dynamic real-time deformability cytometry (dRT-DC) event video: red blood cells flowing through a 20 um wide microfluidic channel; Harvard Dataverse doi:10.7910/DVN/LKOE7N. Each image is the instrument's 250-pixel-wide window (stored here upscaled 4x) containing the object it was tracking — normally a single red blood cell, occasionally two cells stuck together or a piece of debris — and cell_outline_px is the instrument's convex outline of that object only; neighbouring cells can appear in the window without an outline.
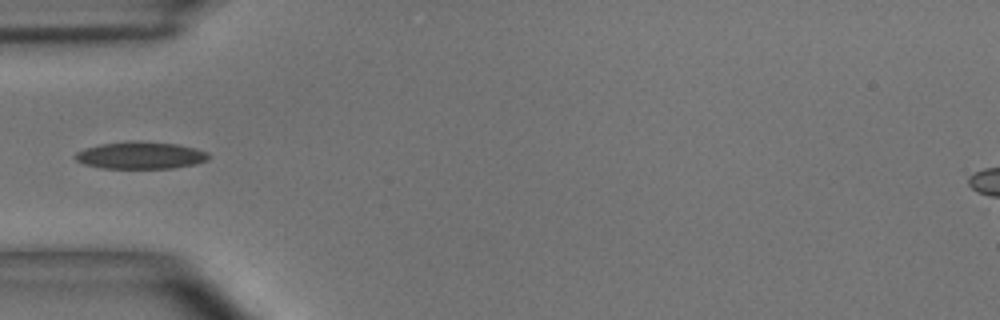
{"species": "common noctule bat (a hibernating species)", "species_latin": "Nyctalus noctula", "temperature_condition": "room temperature", "stored_images_in_passage": 15, "camera_frame_rate_fps": 3000, "um_per_image_px": 0.085, "animal": {"sex": "male", "body_mass_g": 15.6}, "frame": {"image": 1, "passage_image": 1, "time_ms": 0.0, "image_size_px": [1000, 320], "cell_outline_px": [[208, 160], [196, 164], [172, 168], [100, 168], [84, 164], [76, 160], [72, 156], [76, 152], [84, 148], [100, 144], [128, 140], [136, 140], [176, 144], [196, 148], [208, 152]], "centroid_in_image_um": [11.91, 13.19], "position_along_channel_um": 73.1, "area_um2": 21.39}}